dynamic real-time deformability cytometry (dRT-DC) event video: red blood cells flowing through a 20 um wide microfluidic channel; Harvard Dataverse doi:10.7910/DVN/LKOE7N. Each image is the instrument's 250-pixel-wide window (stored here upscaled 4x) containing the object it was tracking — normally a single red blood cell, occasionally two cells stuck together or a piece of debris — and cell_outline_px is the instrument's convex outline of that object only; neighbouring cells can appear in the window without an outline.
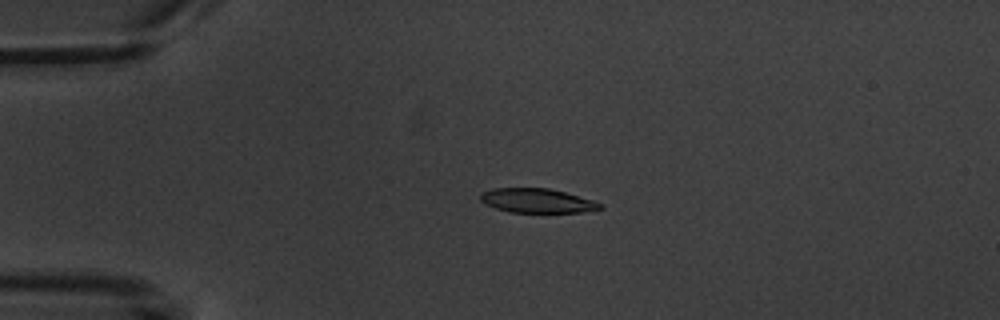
{"species": "common noctule bat (a hibernating species)", "species_latin": "Nyctalus noctula", "temperature_condition": "warm", "stored_images_in_passage": 5, "camera_frame_rate_fps": 3000, "um_per_image_px": 0.085, "animal": {"sex": "male", "body_mass_g": 20.1, "forearm_length_mm": 53.5}, "frame": {"image": 1, "passage_image": 4, "time_ms": 3.667, "image_size_px": [1000, 320], "cell_outline_px": [[604, 208], [580, 212], [512, 212], [496, 208], [480, 200], [480, 196], [484, 192], [492, 188], [548, 188], [596, 200], [604, 204]], "centroid_in_image_um": [45.73, 17.05], "position_along_channel_um": 39.3, "area_um2": 16.82}}